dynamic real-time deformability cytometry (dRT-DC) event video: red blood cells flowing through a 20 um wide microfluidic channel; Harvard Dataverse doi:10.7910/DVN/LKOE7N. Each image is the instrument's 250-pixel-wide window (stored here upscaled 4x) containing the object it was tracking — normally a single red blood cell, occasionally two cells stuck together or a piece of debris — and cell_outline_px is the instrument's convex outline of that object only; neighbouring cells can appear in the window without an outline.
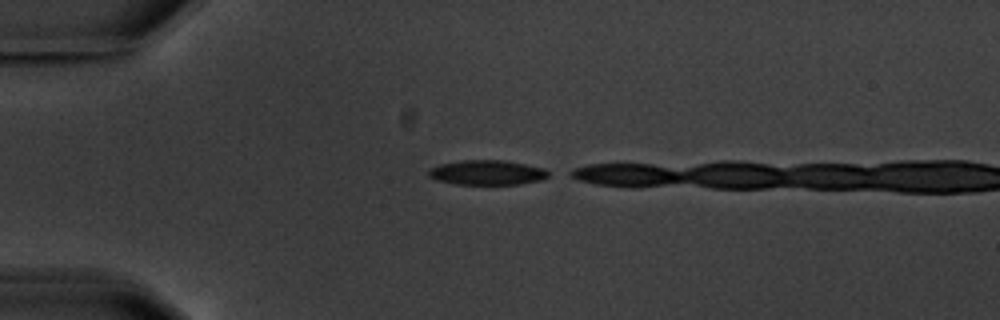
{"species": "common noctule bat (a hibernating species)", "species_latin": "Nyctalus noctula", "temperature_condition": "warm", "stored_images_in_passage": 4, "camera_frame_rate_fps": 3000, "um_per_image_px": 0.085, "animal": {"sex": "male", "body_mass_g": 20.1, "forearm_length_mm": 53.5}, "frame": {"image": 1, "passage_image": 1, "time_ms": 0.0, "image_size_px": [1000, 320], "cell_outline_px": [[552, 172], [548, 176], [540, 180], [520, 184], [456, 184], [436, 180], [428, 176], [428, 172], [432, 168], [440, 164], [464, 160], [504, 160], [544, 168]], "centroid_in_image_um": [41.43, 14.67], "position_along_channel_um": 43.6, "area_um2": 17.22}}